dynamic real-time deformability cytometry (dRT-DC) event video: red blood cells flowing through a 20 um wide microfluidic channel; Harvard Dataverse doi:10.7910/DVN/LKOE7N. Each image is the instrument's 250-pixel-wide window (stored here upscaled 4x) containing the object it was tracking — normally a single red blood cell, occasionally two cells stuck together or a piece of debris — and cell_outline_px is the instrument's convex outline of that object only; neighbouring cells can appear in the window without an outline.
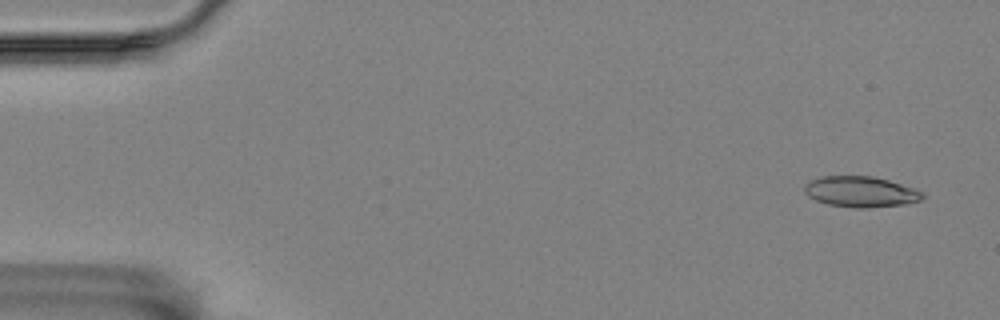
{"species": "Egyptian fruit bat (a non-hibernating species)", "species_latin": "Rousettus aegyptiacus", "temperature_condition": "room temperature", "stored_images_in_passage": 4, "camera_frame_rate_fps": 3000, "um_per_image_px": 0.085, "animal": {"sex": "female"}, "frame": {"image": 1, "passage_image": 1, "time_ms": 0.0, "image_size_px": [1000, 320], "cell_outline_px": [[924, 196], [920, 200], [904, 204], [868, 208], [856, 208], [828, 204], [816, 200], [808, 196], [804, 192], [804, 184], [812, 180], [824, 176], [872, 176], [888, 180], [924, 192]], "centroid_in_image_um": [73.14, 16.3], "position_along_channel_um": 11.9, "area_um2": 20.98}}